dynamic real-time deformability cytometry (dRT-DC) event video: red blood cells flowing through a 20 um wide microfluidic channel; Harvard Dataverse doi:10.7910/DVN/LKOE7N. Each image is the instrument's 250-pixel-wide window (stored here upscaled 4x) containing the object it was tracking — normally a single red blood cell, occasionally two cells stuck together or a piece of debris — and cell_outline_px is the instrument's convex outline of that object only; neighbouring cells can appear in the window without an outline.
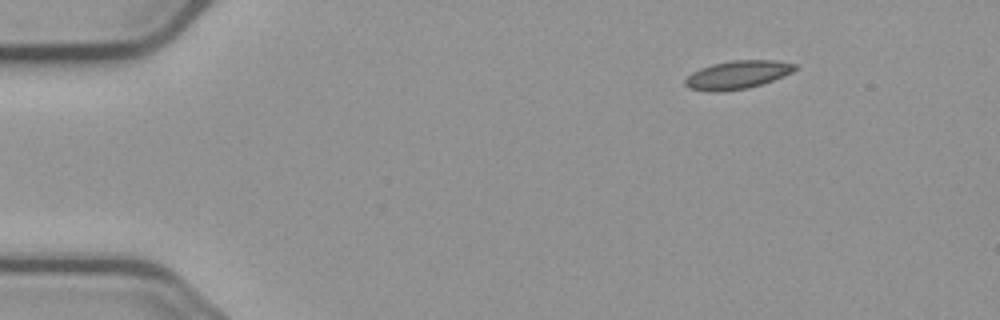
{"species": "common noctule bat (a hibernating species)", "species_latin": "Nyctalus noctula", "temperature_condition": "cold", "stored_images_in_passage": 3, "camera_frame_rate_fps": 3000, "um_per_image_px": 0.085, "animal": {"sex": "male", "body_mass_g": 23.1, "forearm_length_mm": 52.7}, "frame": {"image": 1, "passage_image": 1, "time_ms": 0.0, "image_size_px": [1000, 320], "cell_outline_px": [[796, 68], [792, 72], [784, 76], [764, 84], [748, 88], [720, 92], [712, 92], [688, 88], [684, 84], [684, 80], [692, 72], [700, 68], [712, 64], [732, 60], [776, 60], [796, 64]], "centroid_in_image_um": [62.68, 6.36], "position_along_channel_um": 22.3, "area_um2": 18.26}}